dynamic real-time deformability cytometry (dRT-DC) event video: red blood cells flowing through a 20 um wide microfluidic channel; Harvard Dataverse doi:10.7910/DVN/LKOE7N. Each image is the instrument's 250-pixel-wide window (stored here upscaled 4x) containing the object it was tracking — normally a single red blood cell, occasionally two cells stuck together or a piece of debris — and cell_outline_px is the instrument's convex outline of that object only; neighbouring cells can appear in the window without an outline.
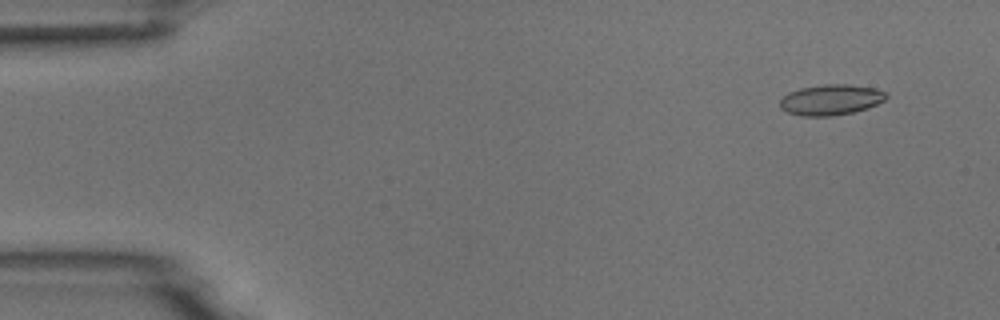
{"species": "common noctule bat (a hibernating species)", "species_latin": "Nyctalus noctula", "temperature_condition": "room temperature", "stored_images_in_passage": 5, "segment_of_instrument_passage": [1, 2], "camera_frame_rate_fps": 3000, "um_per_image_px": 0.085, "animal": {"sex": "male", "body_mass_g": 18.8}, "frame": {"image": 1, "passage_image": 1, "time_ms": 0.0, "image_size_px": [1000, 320], "cell_outline_px": [[888, 96], [884, 100], [868, 108], [852, 112], [832, 116], [804, 116], [788, 112], [780, 108], [780, 100], [788, 92], [800, 88], [824, 84], [848, 84], [876, 88], [888, 92]], "centroid_in_image_um": [70.64, 8.47], "position_along_channel_um": 14.4, "area_um2": 19.02}}